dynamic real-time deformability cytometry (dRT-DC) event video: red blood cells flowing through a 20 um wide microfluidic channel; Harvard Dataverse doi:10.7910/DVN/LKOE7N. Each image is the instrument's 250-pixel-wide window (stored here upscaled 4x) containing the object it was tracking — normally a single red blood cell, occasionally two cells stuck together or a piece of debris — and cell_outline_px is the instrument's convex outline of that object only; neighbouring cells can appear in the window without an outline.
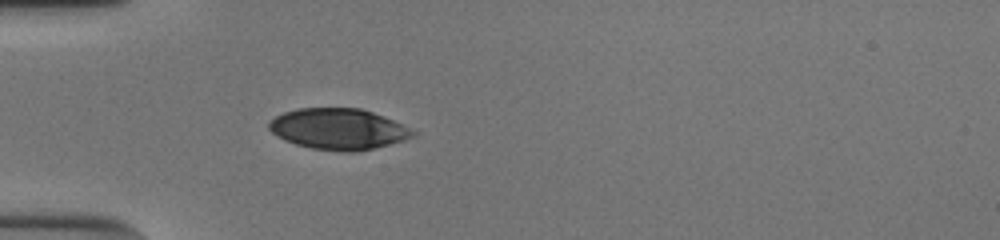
{"species": "human", "species_latin": "Homo sapiens", "temperature_condition": "cold", "stored_images_in_passage": 38, "camera_frame_rate_fps": 3000, "um_per_image_px": 0.085, "donor": {"sex": "male"}, "frame": {"image": 1, "passage_image": 1, "time_ms": 0.0, "image_size_px": [1000, 240], "cell_outline_px": [[416, 136], [404, 140], [356, 152], [344, 152], [312, 148], [296, 144], [284, 140], [272, 132], [268, 128], [268, 124], [276, 116], [284, 112], [300, 108], [360, 108], [384, 116], [416, 132]], "centroid_in_image_um": [28.75, 10.96], "position_along_channel_um": 56.2, "area_um2": 34.04}}
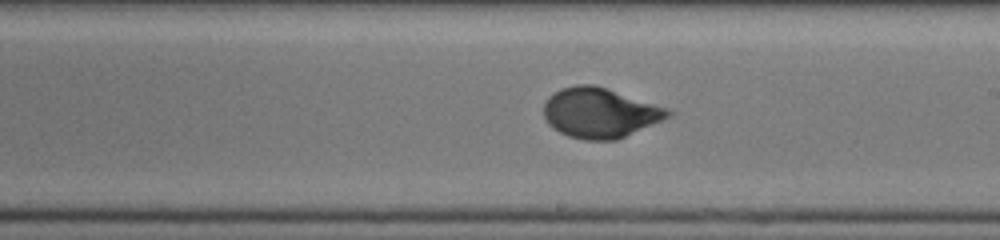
{"frame": {"image": 2, "passage_image": 16, "time_ms": 5.0, "image_size_px": [1000, 240], "cell_outline_px": [[676, 112], [672, 116], [616, 140], [584, 140], [568, 136], [552, 128], [548, 124], [544, 116], [544, 104], [548, 96], [560, 88], [576, 84], [592, 84], [668, 108]], "centroid_in_image_um": [50.98, 9.59], "position_along_channel_um": 238.0, "area_um2": 36.18}}
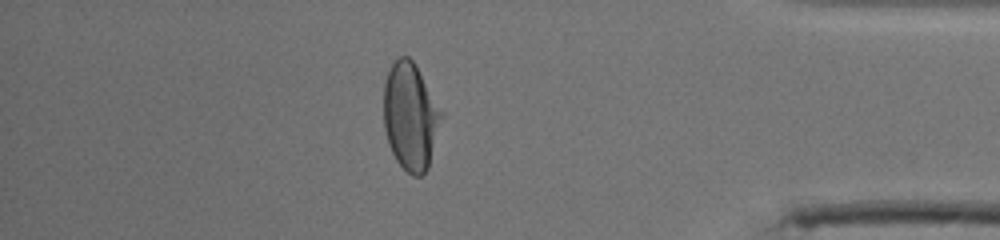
{"frame": {"image": 3, "passage_image": 31, "time_ms": 10.0, "image_size_px": [1000, 240], "cell_outline_px": [[444, 116], [428, 168], [420, 176], [412, 176], [396, 160], [392, 152], [384, 128], [384, 84], [388, 72], [392, 64], [400, 56], [408, 56], [412, 60], [444, 112]], "centroid_in_image_um": [34.91, 9.9], "position_along_channel_um": 400.3, "area_um2": 36.07}, "authors_computed_cell_mechanics": {"area_um2": 35.9805, "velocity_mm_per_s": 3.8428, "shape_relaxation_time_tau1_ms": 3.4699, "shape_relaxation_time_tau2_ms": null, "deformation_change_tau1": 0.1586, "deformation_change_tau2": null}}